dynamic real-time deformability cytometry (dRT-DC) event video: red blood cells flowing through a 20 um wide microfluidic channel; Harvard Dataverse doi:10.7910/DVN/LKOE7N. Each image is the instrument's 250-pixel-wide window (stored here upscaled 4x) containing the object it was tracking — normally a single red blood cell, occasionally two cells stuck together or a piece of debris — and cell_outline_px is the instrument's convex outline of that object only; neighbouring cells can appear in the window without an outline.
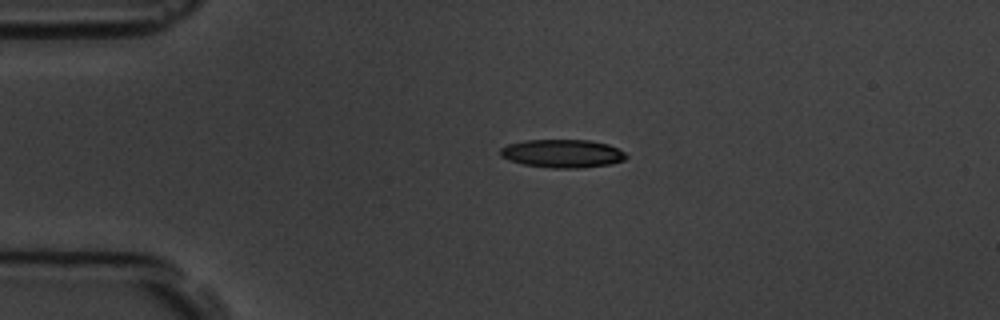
{"species": "common noctule bat (a hibernating species)", "species_latin": "Nyctalus noctula", "temperature_condition": "room temperature", "stored_images_in_passage": 4, "camera_frame_rate_fps": 3000, "um_per_image_px": 0.085, "animal": {"sex": "male", "body_mass_g": 19.5, "forearm_length_mm": 54.6}, "frame": {"image": 1, "passage_image": 3, "time_ms": 2.333, "image_size_px": [1000, 320], "cell_outline_px": [[628, 156], [624, 160], [612, 164], [580, 168], [552, 168], [524, 164], [508, 160], [500, 156], [500, 148], [508, 144], [524, 140], [588, 140], [608, 144], [624, 152]], "centroid_in_image_um": [47.8, 13.05], "position_along_channel_um": 37.2, "area_um2": 20.75}}